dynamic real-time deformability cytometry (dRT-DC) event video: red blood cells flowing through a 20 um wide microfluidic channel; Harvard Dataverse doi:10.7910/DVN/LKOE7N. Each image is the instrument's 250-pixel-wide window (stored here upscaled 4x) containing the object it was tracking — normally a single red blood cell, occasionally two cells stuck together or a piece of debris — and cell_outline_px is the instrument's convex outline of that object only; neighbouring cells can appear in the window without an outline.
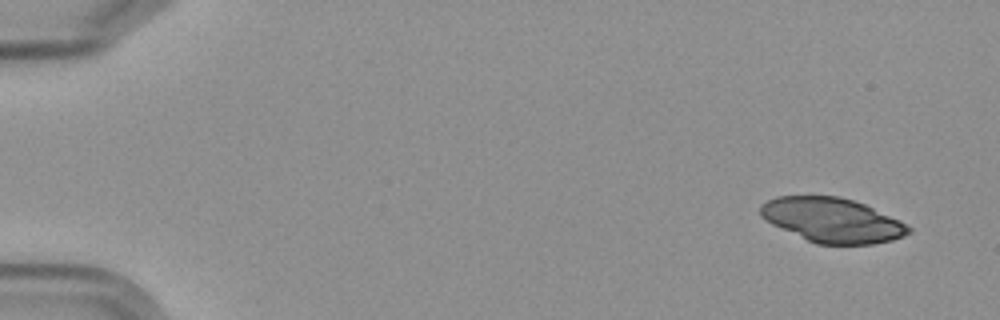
{"species": "Egyptian fruit bat (a non-hibernating species)", "species_latin": "Rousettus aegyptiacus", "temperature_condition": "cold", "stored_images_in_passage": 6, "segment_of_instrument_passage": [1, 2], "camera_frame_rate_fps": 3000, "um_per_image_px": 0.085, "frame": {"image": 1, "passage_image": 2, "time_ms": 1.0, "image_size_px": [1000, 320], "cell_outline_px": [[912, 232], [904, 236], [892, 240], [872, 244], [816, 244], [772, 224], [760, 216], [760, 204], [776, 196], [840, 196], [864, 204], [900, 220], [912, 228]], "centroid_in_image_um": [70.75, 18.71], "position_along_channel_um": 14.3, "area_um2": 38.32}}